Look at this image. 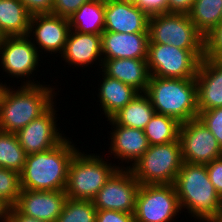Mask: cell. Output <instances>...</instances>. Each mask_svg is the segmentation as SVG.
<instances>
[{
    "label": "cell",
    "instance_id": "1",
    "mask_svg": "<svg viewBox=\"0 0 222 222\" xmlns=\"http://www.w3.org/2000/svg\"><path fill=\"white\" fill-rule=\"evenodd\" d=\"M174 186L180 208L202 221L222 218V198L211 183L205 164L183 162Z\"/></svg>",
    "mask_w": 222,
    "mask_h": 222
},
{
    "label": "cell",
    "instance_id": "2",
    "mask_svg": "<svg viewBox=\"0 0 222 222\" xmlns=\"http://www.w3.org/2000/svg\"><path fill=\"white\" fill-rule=\"evenodd\" d=\"M77 151L72 142L65 139L49 150L27 155L20 173L21 189L65 190L69 163Z\"/></svg>",
    "mask_w": 222,
    "mask_h": 222
},
{
    "label": "cell",
    "instance_id": "3",
    "mask_svg": "<svg viewBox=\"0 0 222 222\" xmlns=\"http://www.w3.org/2000/svg\"><path fill=\"white\" fill-rule=\"evenodd\" d=\"M53 89L32 81L17 91L2 85L0 90V131L16 133L45 113L53 104Z\"/></svg>",
    "mask_w": 222,
    "mask_h": 222
},
{
    "label": "cell",
    "instance_id": "4",
    "mask_svg": "<svg viewBox=\"0 0 222 222\" xmlns=\"http://www.w3.org/2000/svg\"><path fill=\"white\" fill-rule=\"evenodd\" d=\"M145 93L158 114L172 117L181 124L198 118L195 78L150 76Z\"/></svg>",
    "mask_w": 222,
    "mask_h": 222
},
{
    "label": "cell",
    "instance_id": "5",
    "mask_svg": "<svg viewBox=\"0 0 222 222\" xmlns=\"http://www.w3.org/2000/svg\"><path fill=\"white\" fill-rule=\"evenodd\" d=\"M183 164L179 141L150 145L146 152L129 166L141 185L174 184Z\"/></svg>",
    "mask_w": 222,
    "mask_h": 222
},
{
    "label": "cell",
    "instance_id": "6",
    "mask_svg": "<svg viewBox=\"0 0 222 222\" xmlns=\"http://www.w3.org/2000/svg\"><path fill=\"white\" fill-rule=\"evenodd\" d=\"M99 156L77 151L68 167L65 193L67 198L93 200L110 176L118 169Z\"/></svg>",
    "mask_w": 222,
    "mask_h": 222
},
{
    "label": "cell",
    "instance_id": "7",
    "mask_svg": "<svg viewBox=\"0 0 222 222\" xmlns=\"http://www.w3.org/2000/svg\"><path fill=\"white\" fill-rule=\"evenodd\" d=\"M204 49H180L171 44L148 43L147 65L150 76L195 78Z\"/></svg>",
    "mask_w": 222,
    "mask_h": 222
},
{
    "label": "cell",
    "instance_id": "8",
    "mask_svg": "<svg viewBox=\"0 0 222 222\" xmlns=\"http://www.w3.org/2000/svg\"><path fill=\"white\" fill-rule=\"evenodd\" d=\"M149 43L171 44L180 49H204V36L185 13L149 16Z\"/></svg>",
    "mask_w": 222,
    "mask_h": 222
},
{
    "label": "cell",
    "instance_id": "9",
    "mask_svg": "<svg viewBox=\"0 0 222 222\" xmlns=\"http://www.w3.org/2000/svg\"><path fill=\"white\" fill-rule=\"evenodd\" d=\"M181 211L174 184L140 185L135 222H171Z\"/></svg>",
    "mask_w": 222,
    "mask_h": 222
},
{
    "label": "cell",
    "instance_id": "10",
    "mask_svg": "<svg viewBox=\"0 0 222 222\" xmlns=\"http://www.w3.org/2000/svg\"><path fill=\"white\" fill-rule=\"evenodd\" d=\"M140 185L129 168H118L92 201L97 210L134 214Z\"/></svg>",
    "mask_w": 222,
    "mask_h": 222
},
{
    "label": "cell",
    "instance_id": "11",
    "mask_svg": "<svg viewBox=\"0 0 222 222\" xmlns=\"http://www.w3.org/2000/svg\"><path fill=\"white\" fill-rule=\"evenodd\" d=\"M178 139L183 162L207 164L222 156V148L215 136L199 118L182 123Z\"/></svg>",
    "mask_w": 222,
    "mask_h": 222
},
{
    "label": "cell",
    "instance_id": "12",
    "mask_svg": "<svg viewBox=\"0 0 222 222\" xmlns=\"http://www.w3.org/2000/svg\"><path fill=\"white\" fill-rule=\"evenodd\" d=\"M28 38V35L0 38L1 65L9 76L28 77L36 70L40 50Z\"/></svg>",
    "mask_w": 222,
    "mask_h": 222
},
{
    "label": "cell",
    "instance_id": "13",
    "mask_svg": "<svg viewBox=\"0 0 222 222\" xmlns=\"http://www.w3.org/2000/svg\"><path fill=\"white\" fill-rule=\"evenodd\" d=\"M53 106L55 105L15 133L27 155L49 150L65 140V137L57 132L54 121L56 111Z\"/></svg>",
    "mask_w": 222,
    "mask_h": 222
},
{
    "label": "cell",
    "instance_id": "14",
    "mask_svg": "<svg viewBox=\"0 0 222 222\" xmlns=\"http://www.w3.org/2000/svg\"><path fill=\"white\" fill-rule=\"evenodd\" d=\"M66 199L65 190L33 191L21 189L13 207L19 213L38 220L56 222Z\"/></svg>",
    "mask_w": 222,
    "mask_h": 222
},
{
    "label": "cell",
    "instance_id": "15",
    "mask_svg": "<svg viewBox=\"0 0 222 222\" xmlns=\"http://www.w3.org/2000/svg\"><path fill=\"white\" fill-rule=\"evenodd\" d=\"M148 19L131 0H105L104 31L148 33Z\"/></svg>",
    "mask_w": 222,
    "mask_h": 222
},
{
    "label": "cell",
    "instance_id": "16",
    "mask_svg": "<svg viewBox=\"0 0 222 222\" xmlns=\"http://www.w3.org/2000/svg\"><path fill=\"white\" fill-rule=\"evenodd\" d=\"M70 30L68 18L52 13L35 14L31 15L28 36L33 32L37 45L44 51L62 54Z\"/></svg>",
    "mask_w": 222,
    "mask_h": 222
},
{
    "label": "cell",
    "instance_id": "17",
    "mask_svg": "<svg viewBox=\"0 0 222 222\" xmlns=\"http://www.w3.org/2000/svg\"><path fill=\"white\" fill-rule=\"evenodd\" d=\"M195 80L198 112L222 107V61L204 57Z\"/></svg>",
    "mask_w": 222,
    "mask_h": 222
},
{
    "label": "cell",
    "instance_id": "18",
    "mask_svg": "<svg viewBox=\"0 0 222 222\" xmlns=\"http://www.w3.org/2000/svg\"><path fill=\"white\" fill-rule=\"evenodd\" d=\"M149 33H118L103 31L101 34L104 60L131 58L147 59Z\"/></svg>",
    "mask_w": 222,
    "mask_h": 222
},
{
    "label": "cell",
    "instance_id": "19",
    "mask_svg": "<svg viewBox=\"0 0 222 222\" xmlns=\"http://www.w3.org/2000/svg\"><path fill=\"white\" fill-rule=\"evenodd\" d=\"M114 130L111 137V153L120 160L134 163L146 152L150 146L143 130L118 125L112 118L108 119Z\"/></svg>",
    "mask_w": 222,
    "mask_h": 222
},
{
    "label": "cell",
    "instance_id": "20",
    "mask_svg": "<svg viewBox=\"0 0 222 222\" xmlns=\"http://www.w3.org/2000/svg\"><path fill=\"white\" fill-rule=\"evenodd\" d=\"M101 69L109 77L134 87L139 92H146L150 73L147 59L121 58L104 60Z\"/></svg>",
    "mask_w": 222,
    "mask_h": 222
},
{
    "label": "cell",
    "instance_id": "21",
    "mask_svg": "<svg viewBox=\"0 0 222 222\" xmlns=\"http://www.w3.org/2000/svg\"><path fill=\"white\" fill-rule=\"evenodd\" d=\"M101 55V34L80 33L70 30L61 56L69 64L88 66L97 59L103 58Z\"/></svg>",
    "mask_w": 222,
    "mask_h": 222
},
{
    "label": "cell",
    "instance_id": "22",
    "mask_svg": "<svg viewBox=\"0 0 222 222\" xmlns=\"http://www.w3.org/2000/svg\"><path fill=\"white\" fill-rule=\"evenodd\" d=\"M99 98L106 117L111 119L121 108L128 104L140 92L134 87L103 75Z\"/></svg>",
    "mask_w": 222,
    "mask_h": 222
},
{
    "label": "cell",
    "instance_id": "23",
    "mask_svg": "<svg viewBox=\"0 0 222 222\" xmlns=\"http://www.w3.org/2000/svg\"><path fill=\"white\" fill-rule=\"evenodd\" d=\"M31 14L20 0H0V38L27 36Z\"/></svg>",
    "mask_w": 222,
    "mask_h": 222
},
{
    "label": "cell",
    "instance_id": "24",
    "mask_svg": "<svg viewBox=\"0 0 222 222\" xmlns=\"http://www.w3.org/2000/svg\"><path fill=\"white\" fill-rule=\"evenodd\" d=\"M156 113L147 94L140 92L121 108L112 119L121 126L144 130Z\"/></svg>",
    "mask_w": 222,
    "mask_h": 222
},
{
    "label": "cell",
    "instance_id": "25",
    "mask_svg": "<svg viewBox=\"0 0 222 222\" xmlns=\"http://www.w3.org/2000/svg\"><path fill=\"white\" fill-rule=\"evenodd\" d=\"M104 11L105 0H91L84 3L68 18L71 30L80 33L102 34L105 27Z\"/></svg>",
    "mask_w": 222,
    "mask_h": 222
},
{
    "label": "cell",
    "instance_id": "26",
    "mask_svg": "<svg viewBox=\"0 0 222 222\" xmlns=\"http://www.w3.org/2000/svg\"><path fill=\"white\" fill-rule=\"evenodd\" d=\"M188 15L205 37L221 23L222 0H194Z\"/></svg>",
    "mask_w": 222,
    "mask_h": 222
},
{
    "label": "cell",
    "instance_id": "27",
    "mask_svg": "<svg viewBox=\"0 0 222 222\" xmlns=\"http://www.w3.org/2000/svg\"><path fill=\"white\" fill-rule=\"evenodd\" d=\"M181 123L176 119L155 113L144 128V134L150 145L167 144L179 141Z\"/></svg>",
    "mask_w": 222,
    "mask_h": 222
},
{
    "label": "cell",
    "instance_id": "28",
    "mask_svg": "<svg viewBox=\"0 0 222 222\" xmlns=\"http://www.w3.org/2000/svg\"><path fill=\"white\" fill-rule=\"evenodd\" d=\"M27 154L15 133L0 131V167L22 172Z\"/></svg>",
    "mask_w": 222,
    "mask_h": 222
},
{
    "label": "cell",
    "instance_id": "29",
    "mask_svg": "<svg viewBox=\"0 0 222 222\" xmlns=\"http://www.w3.org/2000/svg\"><path fill=\"white\" fill-rule=\"evenodd\" d=\"M96 214L92 200L67 198L56 222H96Z\"/></svg>",
    "mask_w": 222,
    "mask_h": 222
},
{
    "label": "cell",
    "instance_id": "30",
    "mask_svg": "<svg viewBox=\"0 0 222 222\" xmlns=\"http://www.w3.org/2000/svg\"><path fill=\"white\" fill-rule=\"evenodd\" d=\"M20 192V174L0 167V199L11 207L16 203Z\"/></svg>",
    "mask_w": 222,
    "mask_h": 222
},
{
    "label": "cell",
    "instance_id": "31",
    "mask_svg": "<svg viewBox=\"0 0 222 222\" xmlns=\"http://www.w3.org/2000/svg\"><path fill=\"white\" fill-rule=\"evenodd\" d=\"M204 57L222 61V23L204 37Z\"/></svg>",
    "mask_w": 222,
    "mask_h": 222
},
{
    "label": "cell",
    "instance_id": "32",
    "mask_svg": "<svg viewBox=\"0 0 222 222\" xmlns=\"http://www.w3.org/2000/svg\"><path fill=\"white\" fill-rule=\"evenodd\" d=\"M198 118L212 132L222 148V107L201 111Z\"/></svg>",
    "mask_w": 222,
    "mask_h": 222
},
{
    "label": "cell",
    "instance_id": "33",
    "mask_svg": "<svg viewBox=\"0 0 222 222\" xmlns=\"http://www.w3.org/2000/svg\"><path fill=\"white\" fill-rule=\"evenodd\" d=\"M91 0H54L52 14L60 17L69 18L72 16L84 3Z\"/></svg>",
    "mask_w": 222,
    "mask_h": 222
},
{
    "label": "cell",
    "instance_id": "34",
    "mask_svg": "<svg viewBox=\"0 0 222 222\" xmlns=\"http://www.w3.org/2000/svg\"><path fill=\"white\" fill-rule=\"evenodd\" d=\"M131 2L148 16L167 13L168 0H131Z\"/></svg>",
    "mask_w": 222,
    "mask_h": 222
},
{
    "label": "cell",
    "instance_id": "35",
    "mask_svg": "<svg viewBox=\"0 0 222 222\" xmlns=\"http://www.w3.org/2000/svg\"><path fill=\"white\" fill-rule=\"evenodd\" d=\"M205 165L211 183L222 198V156Z\"/></svg>",
    "mask_w": 222,
    "mask_h": 222
},
{
    "label": "cell",
    "instance_id": "36",
    "mask_svg": "<svg viewBox=\"0 0 222 222\" xmlns=\"http://www.w3.org/2000/svg\"><path fill=\"white\" fill-rule=\"evenodd\" d=\"M96 222H135L134 215L114 210H97Z\"/></svg>",
    "mask_w": 222,
    "mask_h": 222
},
{
    "label": "cell",
    "instance_id": "37",
    "mask_svg": "<svg viewBox=\"0 0 222 222\" xmlns=\"http://www.w3.org/2000/svg\"><path fill=\"white\" fill-rule=\"evenodd\" d=\"M31 15L52 13L54 0H20Z\"/></svg>",
    "mask_w": 222,
    "mask_h": 222
},
{
    "label": "cell",
    "instance_id": "38",
    "mask_svg": "<svg viewBox=\"0 0 222 222\" xmlns=\"http://www.w3.org/2000/svg\"><path fill=\"white\" fill-rule=\"evenodd\" d=\"M194 0H168L167 13L188 14L192 8Z\"/></svg>",
    "mask_w": 222,
    "mask_h": 222
},
{
    "label": "cell",
    "instance_id": "39",
    "mask_svg": "<svg viewBox=\"0 0 222 222\" xmlns=\"http://www.w3.org/2000/svg\"><path fill=\"white\" fill-rule=\"evenodd\" d=\"M7 222H45L19 213L13 206L8 209Z\"/></svg>",
    "mask_w": 222,
    "mask_h": 222
},
{
    "label": "cell",
    "instance_id": "40",
    "mask_svg": "<svg viewBox=\"0 0 222 222\" xmlns=\"http://www.w3.org/2000/svg\"><path fill=\"white\" fill-rule=\"evenodd\" d=\"M9 207L0 199V220L7 222Z\"/></svg>",
    "mask_w": 222,
    "mask_h": 222
},
{
    "label": "cell",
    "instance_id": "41",
    "mask_svg": "<svg viewBox=\"0 0 222 222\" xmlns=\"http://www.w3.org/2000/svg\"><path fill=\"white\" fill-rule=\"evenodd\" d=\"M208 222H222V218H219V219H216V220H211V221H208Z\"/></svg>",
    "mask_w": 222,
    "mask_h": 222
}]
</instances>
